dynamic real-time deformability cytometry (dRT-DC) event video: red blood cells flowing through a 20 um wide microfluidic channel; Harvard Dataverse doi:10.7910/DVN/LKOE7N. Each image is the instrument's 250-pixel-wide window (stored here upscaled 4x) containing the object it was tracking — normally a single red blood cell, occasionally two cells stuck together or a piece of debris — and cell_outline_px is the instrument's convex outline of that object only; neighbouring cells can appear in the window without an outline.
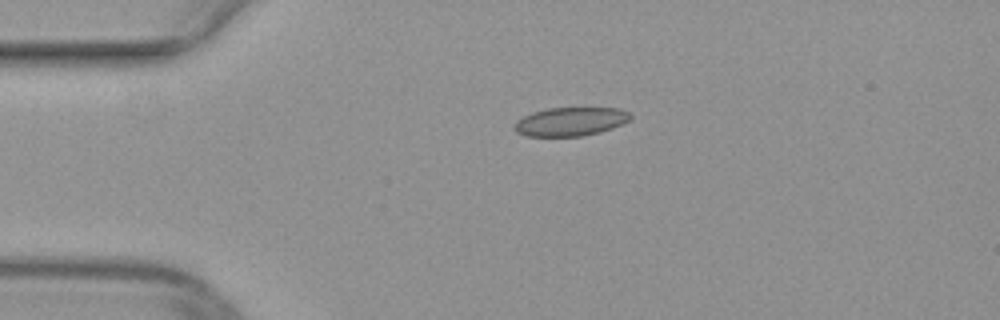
{"species": "common noctule bat (a hibernating species)", "species_latin": "Nyctalus noctula", "temperature_condition": "warm", "stored_images_in_passage": 30, "camera_frame_rate_fps": 3000, "um_per_image_px": 0.085, "animal": {"sex": "female", "body_mass_g": 29.2, "forearm_length_mm": 56.3}, "frame": {"image": 1, "passage_image": 1, "time_ms": 0.0, "image_size_px": [1000, 320], "cell_outline_px": [[632, 116], [628, 120], [612, 128], [600, 132], [580, 136], [528, 136], [516, 132], [512, 128], [516, 120], [532, 112], [548, 108], [620, 108], [628, 112]], "centroid_in_image_um": [48.45, 10.33], "position_along_channel_um": 36.6, "area_um2": 19.31}}
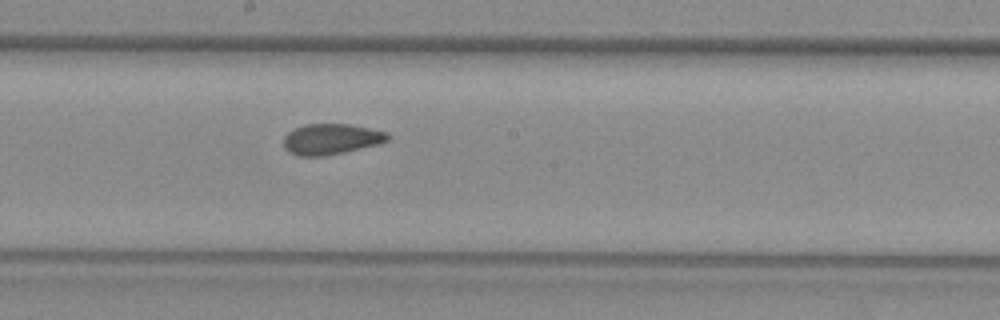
{"frame": {"image": 2, "passage_image": 17, "time_ms": 5.333, "image_size_px": [1000, 320], "cell_outline_px": [[388, 140], [380, 144], [344, 152], [324, 156], [300, 156], [288, 152], [284, 148], [284, 136], [288, 132], [304, 124], [348, 124], [388, 132]], "centroid_in_image_um": [28.13, 11.83], "position_along_channel_um": 220.1, "area_um2": 18.61}}
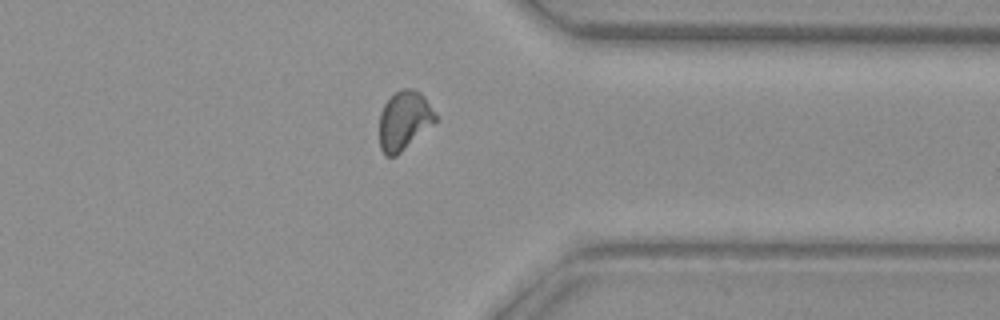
{"frame": {"image": 3, "passage_image": 29, "time_ms": 9.333, "image_size_px": [1000, 320], "cell_outline_px": [[436, 120], [396, 156], [384, 156], [380, 148], [380, 112], [384, 104], [400, 88], [416, 88], [424, 96], [436, 116]], "centroid_in_image_um": [34.32, 10.22], "position_along_channel_um": 377.1, "area_um2": 18.9}}